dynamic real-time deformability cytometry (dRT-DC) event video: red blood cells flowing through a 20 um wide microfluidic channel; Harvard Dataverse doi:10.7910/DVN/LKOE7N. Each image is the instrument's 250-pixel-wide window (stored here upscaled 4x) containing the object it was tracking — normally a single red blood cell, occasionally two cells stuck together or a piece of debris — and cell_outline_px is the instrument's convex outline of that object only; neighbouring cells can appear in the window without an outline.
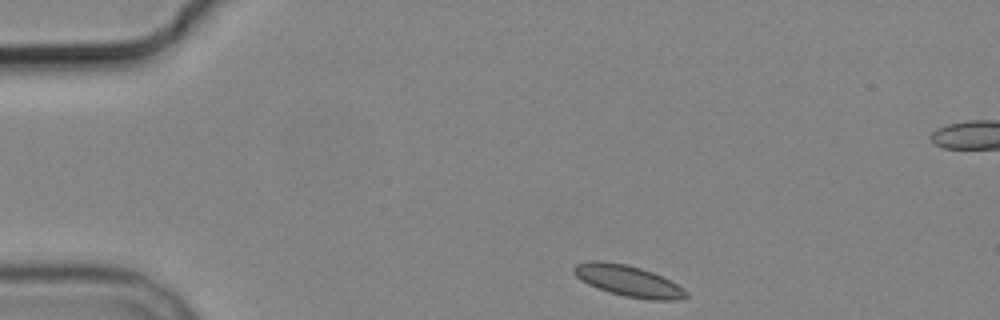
{"species": "common noctule bat (a hibernating species)", "species_latin": "Nyctalus noctula", "temperature_condition": "cold", "stored_images_in_passage": 7, "camera_frame_rate_fps": 3000, "um_per_image_px": 0.085, "animal": {"sex": "male", "body_mass_g": 19.2, "forearm_length_mm": 51.8}, "frame": {"image": 1, "passage_image": 1, "time_ms": 0.0, "image_size_px": [1000, 320], "cell_outline_px": [[688, 296], [680, 300], [648, 300], [624, 296], [608, 292], [588, 284], [580, 280], [572, 272], [572, 268], [576, 264], [588, 260], [600, 260], [624, 264], [640, 268], [652, 272], [684, 288], [688, 292]], "centroid_in_image_um": [53.37, 23.88], "position_along_channel_um": 31.6, "area_um2": 20.46}}
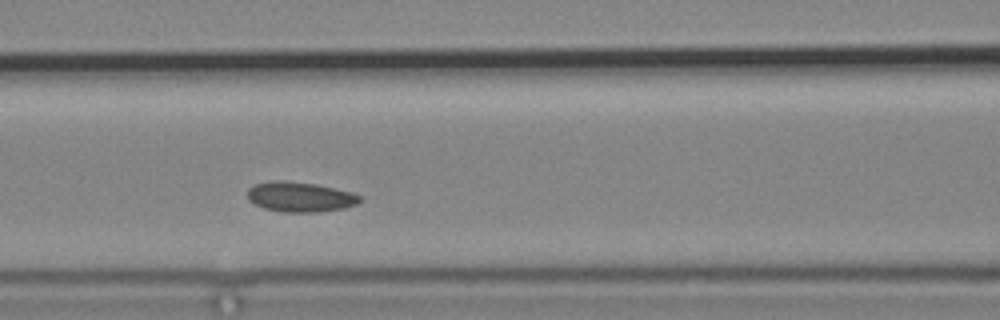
{"frame": {"image": 2, "passage_image": 5, "time_ms": 4.667, "image_size_px": [1000, 320], "cell_outline_px": [[360, 200], [356, 204], [344, 208], [316, 212], [284, 212], [264, 208], [248, 200], [248, 188], [256, 184], [272, 180], [284, 180], [316, 184], [352, 192], [360, 196]], "centroid_in_image_um": [25.49, 16.73], "position_along_channel_um": 141.1, "area_um2": 19.54}}
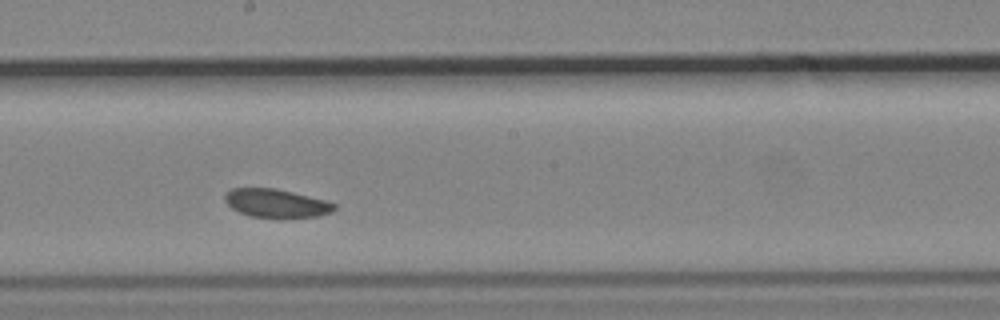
{"frame": {"image": 3, "passage_image": 7, "time_ms": 7.0, "image_size_px": [1000, 320], "cell_outline_px": [[336, 208], [332, 212], [316, 216], [248, 216], [232, 208], [224, 200], [224, 196], [232, 188], [276, 188], [324, 200], [336, 204]], "centroid_in_image_um": [23.46, 17.25], "position_along_channel_um": 224.7, "area_um2": 17.57}}